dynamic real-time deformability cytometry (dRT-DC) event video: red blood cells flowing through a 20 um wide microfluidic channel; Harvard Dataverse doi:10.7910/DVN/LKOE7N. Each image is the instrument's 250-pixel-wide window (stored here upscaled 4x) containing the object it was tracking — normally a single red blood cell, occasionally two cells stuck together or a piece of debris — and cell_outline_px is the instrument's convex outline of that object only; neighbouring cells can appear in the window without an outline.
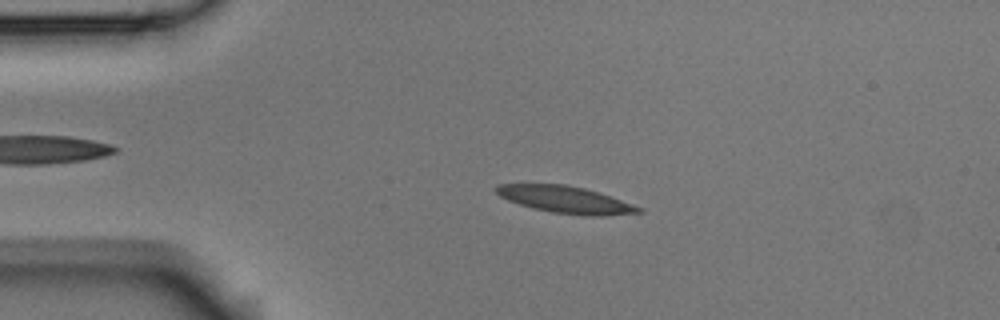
{"species": "Egyptian fruit bat (a non-hibernating species)", "species_latin": "Rousettus aegyptiacus", "temperature_condition": "room temperature", "stored_images_in_passage": 53, "camera_frame_rate_fps": 3000, "um_per_image_px": 0.085, "animal": {"sex": "male"}, "frame": {"image": 1, "passage_image": 11, "time_ms": 3.333, "image_size_px": [1000, 320], "cell_outline_px": [[644, 212], [604, 216], [584, 216], [552, 212], [532, 208], [508, 200], [500, 196], [492, 188], [496, 184], [564, 184], [584, 188], [644, 208]], "centroid_in_image_um": [48.05, 16.97], "position_along_channel_um": 37.0, "area_um2": 22.31}}
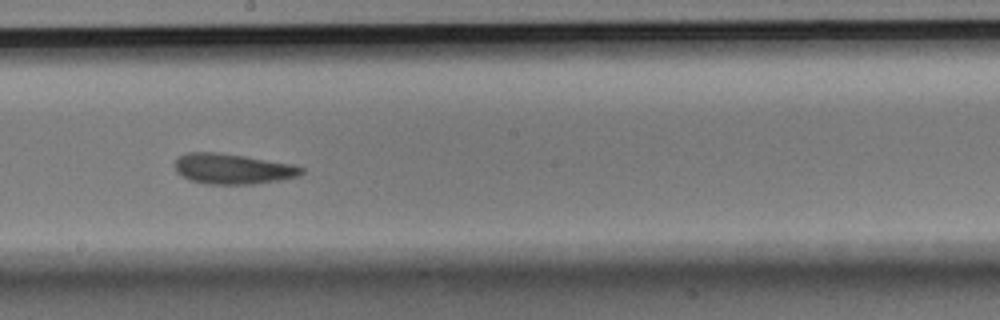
{"frame": {"image": 2, "passage_image": 29, "time_ms": 9.333, "image_size_px": [1000, 320], "cell_outline_px": [[304, 172], [300, 176], [280, 180], [252, 184], [204, 184], [188, 180], [180, 176], [176, 172], [176, 160], [180, 156], [188, 152], [216, 152], [244, 156], [292, 164], [304, 168]], "centroid_in_image_um": [19.77, 14.36], "position_along_channel_um": 228.4, "area_um2": 22.48}}
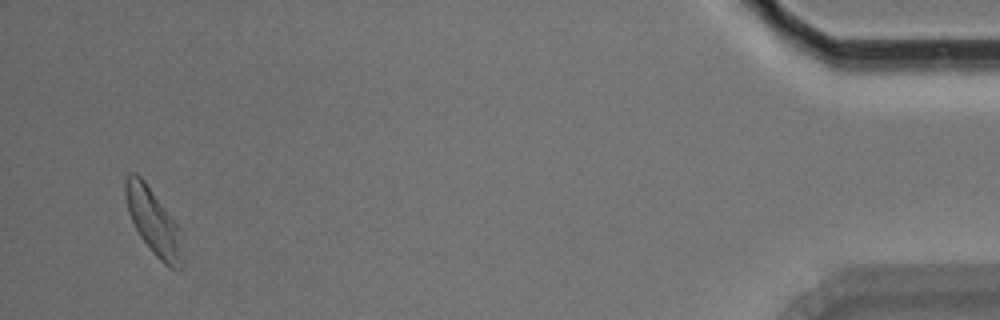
{"frame": {"image": 3, "passage_image": 51, "time_ms": 16.667, "image_size_px": [1000, 320], "cell_outline_px": [[184, 264], [180, 272], [168, 268], [152, 252], [140, 236], [128, 212], [124, 196], [124, 180], [128, 172], [136, 172], [144, 180], [176, 224], [180, 232]], "centroid_in_image_um": [13.04, 18.88], "position_along_channel_um": 422.2, "area_um2": 22.02}, "authors_computed_cell_mechanics": {"area_um2": 22.1952, "velocity_mm_per_s": 3.7344, "shape_relaxation_time_tau1_ms": 3.6124, "shape_relaxation_time_tau2_ms": 3.1068, "deformation_change_tau1": 0.1412, "deformation_change_tau2": 0.1016}}